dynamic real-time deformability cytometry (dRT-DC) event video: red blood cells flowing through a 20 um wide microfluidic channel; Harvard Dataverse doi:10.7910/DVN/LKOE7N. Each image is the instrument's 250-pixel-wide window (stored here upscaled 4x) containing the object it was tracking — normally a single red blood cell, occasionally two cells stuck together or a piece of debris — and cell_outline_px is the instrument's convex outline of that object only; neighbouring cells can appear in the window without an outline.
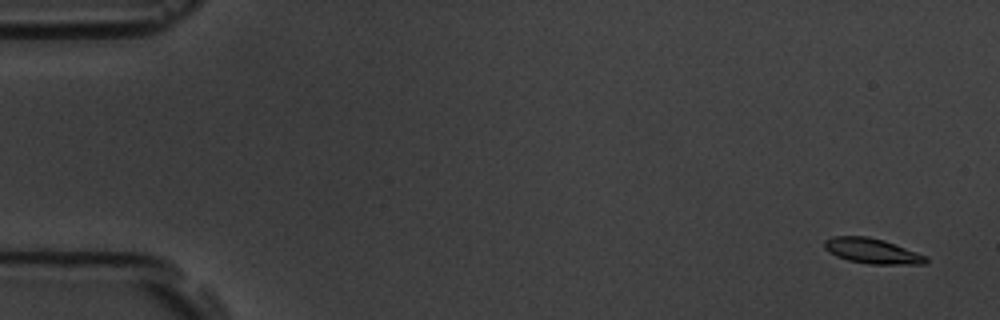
{"species": "common noctule bat (a hibernating species)", "species_latin": "Nyctalus noctula", "temperature_condition": "room temperature", "stored_images_in_passage": 11, "camera_frame_rate_fps": 3000, "um_per_image_px": 0.085, "animal": {"sex": "male", "body_mass_g": 19.5, "forearm_length_mm": 54.6}, "frame": {"image": 1, "passage_image": 1, "time_ms": 0.0, "image_size_px": [1000, 320], "cell_outline_px": [[928, 260], [924, 264], [868, 264], [848, 260], [836, 256], [828, 252], [824, 248], [824, 240], [832, 236], [868, 236], [884, 240], [928, 256]], "centroid_in_image_um": [74.12, 21.33], "position_along_channel_um": 10.9, "area_um2": 15.03}}
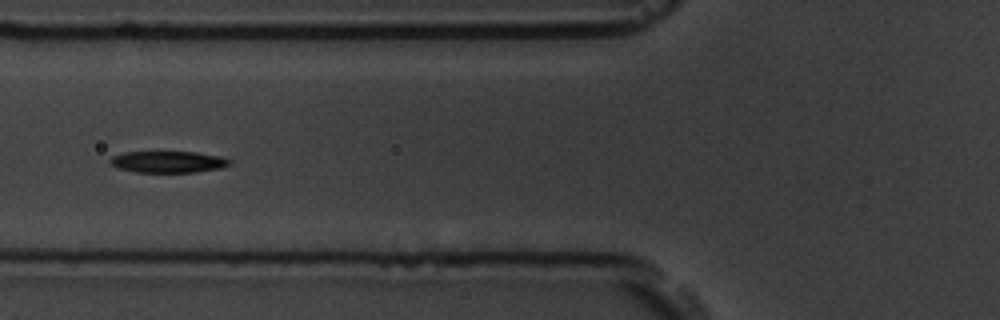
{"frame": {"image": 2, "passage_image": 6, "time_ms": 6.667, "image_size_px": [1000, 320], "cell_outline_px": [[232, 164], [220, 168], [196, 172], [136, 172], [120, 168], [112, 164], [108, 160], [112, 156], [124, 152], [196, 152], [220, 156], [232, 160]], "centroid_in_image_um": [14.33, 13.75], "position_along_channel_um": 111.5, "area_um2": 14.97}}
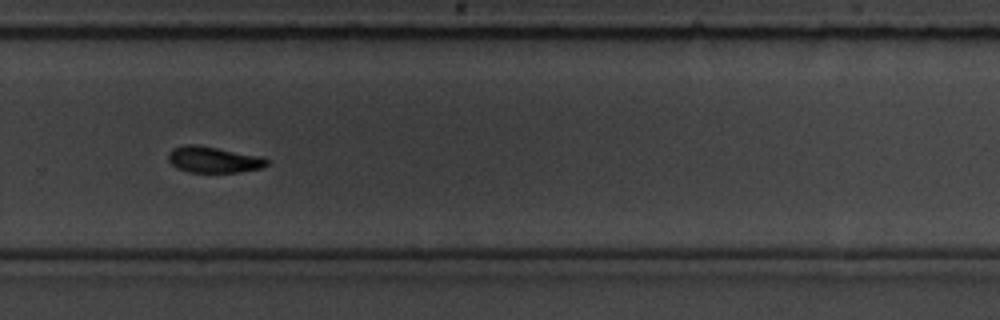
{"frame": {"image": 3, "passage_image": 11, "time_ms": 12.333, "image_size_px": [1000, 320], "cell_outline_px": [[268, 164], [260, 168], [240, 172], [188, 172], [176, 168], [168, 160], [168, 152], [172, 148], [188, 144], [196, 144], [264, 156], [268, 160]], "centroid_in_image_um": [18.15, 13.56], "position_along_channel_um": 311.7, "area_um2": 15.2}}